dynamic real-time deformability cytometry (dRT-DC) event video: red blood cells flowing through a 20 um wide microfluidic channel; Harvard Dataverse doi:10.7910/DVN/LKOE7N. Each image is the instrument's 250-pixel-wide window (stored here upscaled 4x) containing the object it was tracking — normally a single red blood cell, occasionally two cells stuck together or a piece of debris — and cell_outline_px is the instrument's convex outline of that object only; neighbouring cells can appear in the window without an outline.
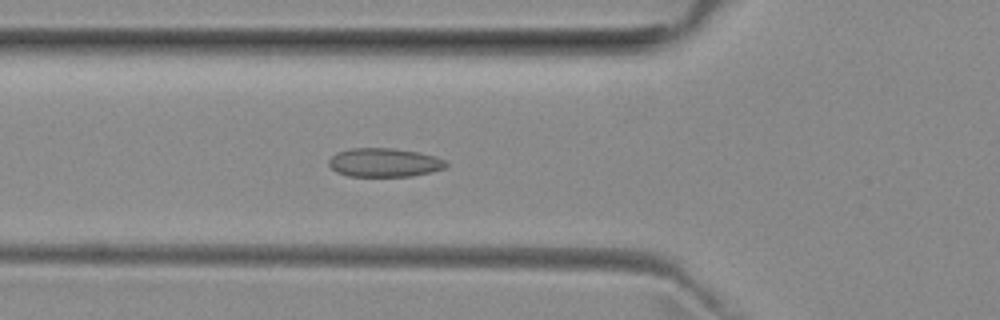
{"species": "common noctule bat (a hibernating species)", "species_latin": "Nyctalus noctula", "temperature_condition": "room temperature", "stored_images_in_passage": 20, "camera_frame_rate_fps": 3000, "um_per_image_px": 0.085, "animal": {"sex": "female", "body_mass_g": 29.2, "forearm_length_mm": 56.3}, "frame": {"image": 1, "passage_image": 4, "time_ms": 1.0, "image_size_px": [1000, 320], "cell_outline_px": [[448, 164], [444, 168], [432, 172], [412, 176], [348, 176], [336, 172], [328, 164], [328, 160], [336, 152], [352, 148], [392, 148], [420, 152], [436, 156], [444, 160]], "centroid_in_image_um": [32.66, 13.81], "position_along_channel_um": 93.1, "area_um2": 19.77}}
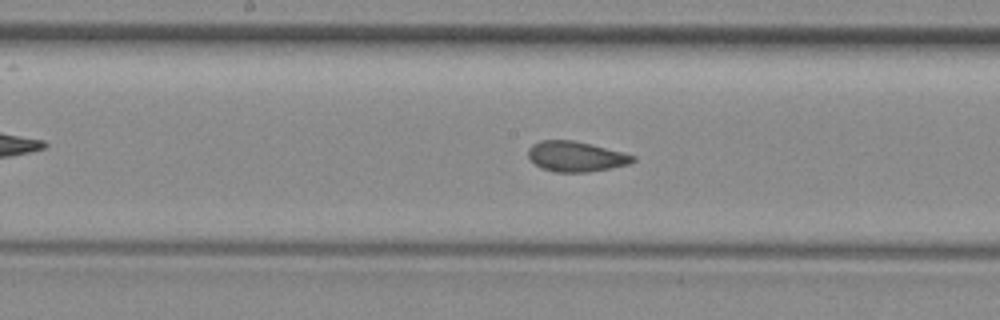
{"frame": {"image": 2, "passage_image": 12, "time_ms": 3.667, "image_size_px": [1000, 320], "cell_outline_px": [[636, 160], [628, 164], [612, 168], [588, 172], [556, 172], [540, 168], [528, 156], [528, 148], [532, 144], [540, 140], [572, 140], [592, 144], [624, 152], [636, 156]], "centroid_in_image_um": [48.96, 13.3], "position_along_channel_um": 199.2, "area_um2": 18.61}}
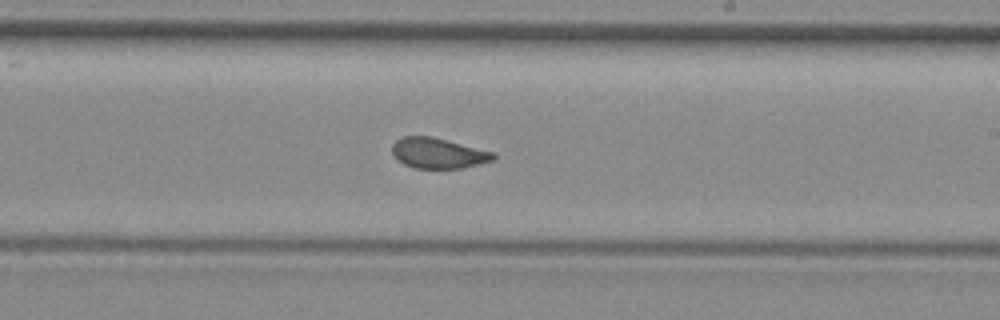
{"frame": {"image": 3, "passage_image": 16, "time_ms": 5.0, "image_size_px": [1000, 320], "cell_outline_px": [[496, 160], [480, 164], [460, 168], [416, 168], [404, 164], [396, 160], [392, 152], [392, 144], [396, 140], [404, 136], [432, 136], [496, 152]], "centroid_in_image_um": [37.27, 13.01], "position_along_channel_um": 251.7, "area_um2": 18.21}}